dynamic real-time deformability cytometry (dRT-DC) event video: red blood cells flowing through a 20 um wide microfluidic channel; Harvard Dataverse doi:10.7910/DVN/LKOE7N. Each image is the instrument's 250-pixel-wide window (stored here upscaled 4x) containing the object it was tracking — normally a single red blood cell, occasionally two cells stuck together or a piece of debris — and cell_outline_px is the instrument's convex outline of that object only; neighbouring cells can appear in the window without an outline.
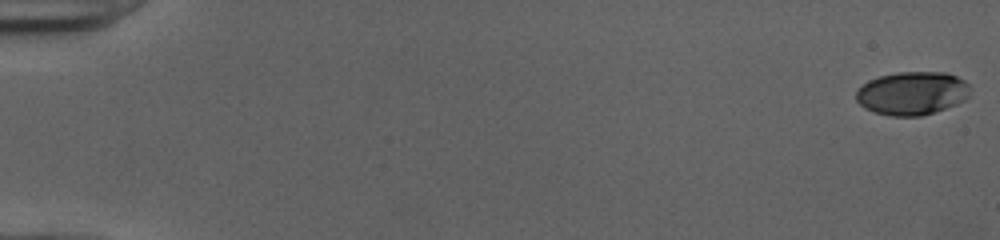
{"species": "human", "species_latin": "Homo sapiens", "temperature_condition": "cold", "stored_images_in_passage": 53, "camera_frame_rate_fps": 3000, "um_per_image_px": 0.085, "donor": {"sex": "female"}, "frame": {"image": 1, "passage_image": 1, "time_ms": 0.0, "image_size_px": [1000, 240], "cell_outline_px": [[968, 96], [964, 100], [956, 104], [920, 116], [892, 116], [876, 112], [864, 108], [856, 100], [856, 92], [868, 80], [880, 76], [896, 72], [944, 72], [956, 76], [964, 80], [968, 84]], "centroid_in_image_um": [77.51, 7.91], "position_along_channel_um": 7.5, "area_um2": 28.5}}
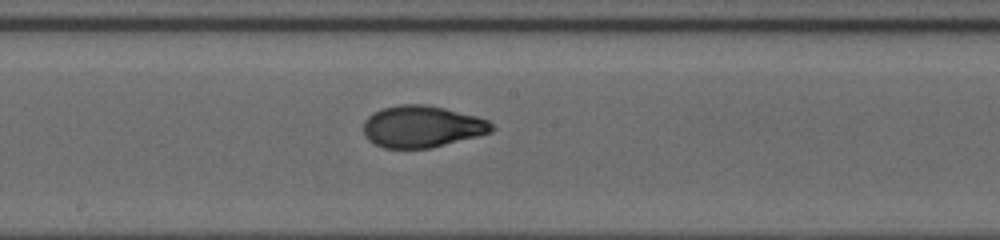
{"frame": {"image": 2, "passage_image": 30, "time_ms": 9.667, "image_size_px": [1000, 240], "cell_outline_px": [[496, 128], [492, 132], [480, 136], [432, 148], [384, 148], [368, 140], [364, 136], [364, 120], [368, 116], [384, 108], [400, 104], [424, 104], [444, 108], [476, 116], [488, 120]], "centroid_in_image_um": [35.9, 10.77], "position_along_channel_um": 212.3, "area_um2": 31.33}}
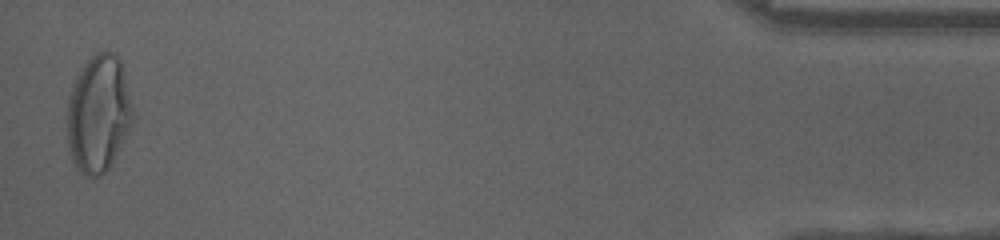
{"frame": {"image": 3, "passage_image": 52, "time_ms": 17.0, "image_size_px": [1000, 240], "cell_outline_px": [[136, 116], [112, 164], [100, 176], [92, 180], [84, 176], [76, 168], [72, 160], [68, 148], [64, 120], [68, 96], [72, 84], [76, 76], [84, 64], [96, 52], [116, 52], [124, 68]], "centroid_in_image_um": [8.36, 9.69], "position_along_channel_um": 426.8, "area_um2": 46.53}, "authors_computed_cell_mechanics": {"area_um2": 30.634, "velocity_mm_per_s": 4.0037, "shape_relaxation_time_tau1_ms": 5.1086, "shape_relaxation_time_tau2_ms": 1.0198, "deformation_change_tau1": 0.2233, "deformation_change_tau2": 0.0562}}